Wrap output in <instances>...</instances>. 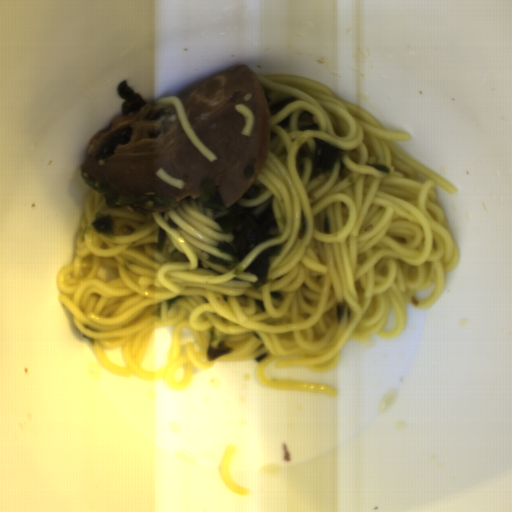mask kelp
Masks as SVG:
<instances>
[{"instance_id":"3","label":"kelp","mask_w":512,"mask_h":512,"mask_svg":"<svg viewBox=\"0 0 512 512\" xmlns=\"http://www.w3.org/2000/svg\"><path fill=\"white\" fill-rule=\"evenodd\" d=\"M282 250V245L278 244L265 248L260 251L257 257L245 268L243 272L254 274L255 276L254 281L249 283L253 289L258 290L269 284L270 259L272 256L281 255Z\"/></svg>"},{"instance_id":"5","label":"kelp","mask_w":512,"mask_h":512,"mask_svg":"<svg viewBox=\"0 0 512 512\" xmlns=\"http://www.w3.org/2000/svg\"><path fill=\"white\" fill-rule=\"evenodd\" d=\"M262 89L266 96L269 118L296 102V97L293 95L271 92L267 87H262Z\"/></svg>"},{"instance_id":"2","label":"kelp","mask_w":512,"mask_h":512,"mask_svg":"<svg viewBox=\"0 0 512 512\" xmlns=\"http://www.w3.org/2000/svg\"><path fill=\"white\" fill-rule=\"evenodd\" d=\"M315 148H310L308 142H303L294 155V165L299 179H303L307 163L311 164L308 182L320 176H328L336 165L346 158V153L332 143L313 138Z\"/></svg>"},{"instance_id":"4","label":"kelp","mask_w":512,"mask_h":512,"mask_svg":"<svg viewBox=\"0 0 512 512\" xmlns=\"http://www.w3.org/2000/svg\"><path fill=\"white\" fill-rule=\"evenodd\" d=\"M117 93L124 99L121 105L122 116L140 110L146 105L144 98L138 92L131 90L125 80L118 84Z\"/></svg>"},{"instance_id":"7","label":"kelp","mask_w":512,"mask_h":512,"mask_svg":"<svg viewBox=\"0 0 512 512\" xmlns=\"http://www.w3.org/2000/svg\"><path fill=\"white\" fill-rule=\"evenodd\" d=\"M91 230L98 235L110 236L117 230L112 214L96 212L91 224Z\"/></svg>"},{"instance_id":"9","label":"kelp","mask_w":512,"mask_h":512,"mask_svg":"<svg viewBox=\"0 0 512 512\" xmlns=\"http://www.w3.org/2000/svg\"><path fill=\"white\" fill-rule=\"evenodd\" d=\"M168 236H169V233L162 226H158V229H157V249H156V251L158 253L164 252V250H165V248L167 246Z\"/></svg>"},{"instance_id":"6","label":"kelp","mask_w":512,"mask_h":512,"mask_svg":"<svg viewBox=\"0 0 512 512\" xmlns=\"http://www.w3.org/2000/svg\"><path fill=\"white\" fill-rule=\"evenodd\" d=\"M232 351V347H230L220 335H218L216 332L210 333L205 353L208 361L212 362L223 356L231 354Z\"/></svg>"},{"instance_id":"8","label":"kelp","mask_w":512,"mask_h":512,"mask_svg":"<svg viewBox=\"0 0 512 512\" xmlns=\"http://www.w3.org/2000/svg\"><path fill=\"white\" fill-rule=\"evenodd\" d=\"M298 130L300 131H316L321 129L320 122L315 114L309 110L300 113L297 121Z\"/></svg>"},{"instance_id":"1","label":"kelp","mask_w":512,"mask_h":512,"mask_svg":"<svg viewBox=\"0 0 512 512\" xmlns=\"http://www.w3.org/2000/svg\"><path fill=\"white\" fill-rule=\"evenodd\" d=\"M260 184L253 183L232 205L226 206L216 192H209L197 197L186 196L180 202L197 204L210 212L222 231L232 235L230 241H220L218 252L230 257L222 260L217 255L209 254L207 262L218 265L235 275L242 272L243 261L259 244L277 238L280 229L274 210V198L254 207H244V199H253L259 195Z\"/></svg>"}]
</instances>
